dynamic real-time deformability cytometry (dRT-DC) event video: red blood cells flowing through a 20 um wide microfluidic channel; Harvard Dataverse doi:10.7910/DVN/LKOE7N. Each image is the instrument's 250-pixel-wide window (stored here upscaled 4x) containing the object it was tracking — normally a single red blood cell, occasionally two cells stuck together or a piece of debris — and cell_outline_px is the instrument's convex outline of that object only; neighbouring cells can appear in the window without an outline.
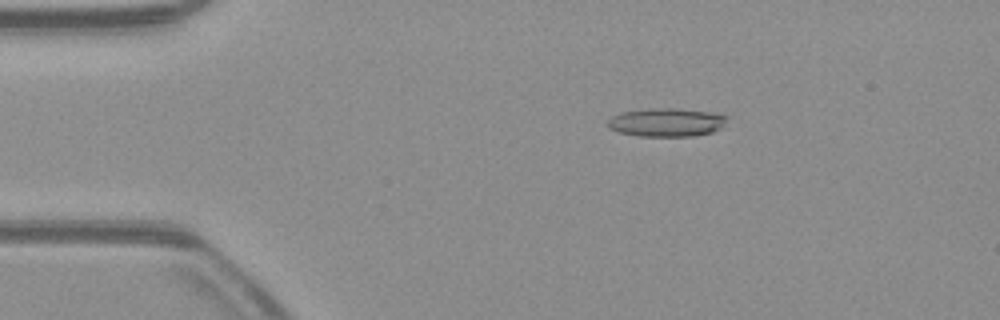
{"species": "common noctule bat (a hibernating species)", "species_latin": "Nyctalus noctula", "temperature_condition": "warm", "stored_images_in_passage": 52, "camera_frame_rate_fps": 3000, "um_per_image_px": 0.085, "animal": {"sex": "male", "body_mass_g": 23.1, "forearm_length_mm": 52.7}, "frame": {"image": 1, "passage_image": 9, "time_ms": 2.667, "image_size_px": [1000, 320], "cell_outline_px": [[728, 116], [720, 128], [712, 132], [692, 136], [640, 136], [620, 132], [608, 128], [604, 124], [612, 116], [620, 112], [648, 108], [676, 108], [708, 112]], "centroid_in_image_um": [56.58, 10.39], "position_along_channel_um": 28.4, "area_um2": 19.77}}
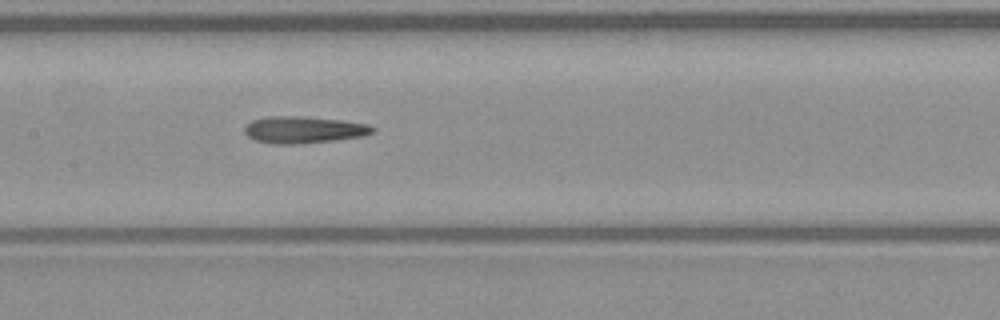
{"frame": {"image": 2, "passage_image": 25, "time_ms": 8.0, "image_size_px": [1000, 320], "cell_outline_px": [[376, 132], [364, 136], [332, 140], [292, 144], [272, 144], [256, 140], [248, 136], [244, 132], [244, 128], [252, 120], [268, 116], [304, 116], [344, 120], [368, 124], [376, 128]], "centroid_in_image_um": [25.85, 11.02], "position_along_channel_um": 181.6, "area_um2": 20.11}}
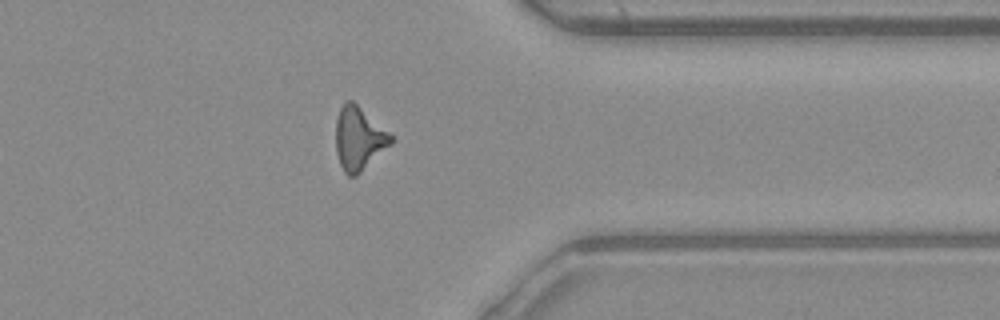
{"frame": {"image": 3, "passage_image": 41, "time_ms": 13.333, "image_size_px": [1000, 320], "cell_outline_px": [[396, 136], [392, 144], [356, 176], [348, 176], [344, 172], [340, 164], [336, 152], [336, 120], [340, 108], [348, 100], [352, 100]], "centroid_in_image_um": [30.54, 11.77], "position_along_channel_um": 380.9, "area_um2": 20.58}, "authors_computed_cell_mechanics": {"area_um2": 19.7676, "velocity_mm_per_s": 3.9446, "shape_relaxation_time_tau1_ms": null, "shape_relaxation_time_tau2_ms": 4.1791, "deformation_change_tau1": null, "deformation_change_tau2": 0.1731}}